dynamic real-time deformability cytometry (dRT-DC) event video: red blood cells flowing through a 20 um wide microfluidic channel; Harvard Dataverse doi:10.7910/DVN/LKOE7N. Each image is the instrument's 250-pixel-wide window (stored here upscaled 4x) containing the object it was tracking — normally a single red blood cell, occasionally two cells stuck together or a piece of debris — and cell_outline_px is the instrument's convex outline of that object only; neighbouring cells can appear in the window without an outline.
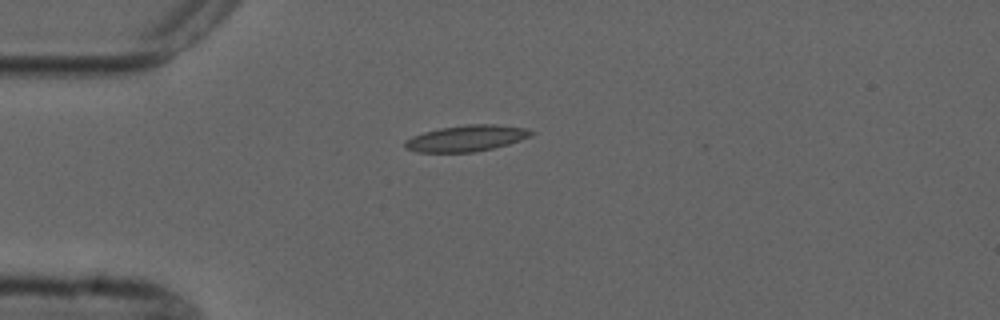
{"species": "common noctule bat (a hibernating species)", "species_latin": "Nyctalus noctula", "temperature_condition": "cold", "stored_images_in_passage": 3, "camera_frame_rate_fps": 3000, "um_per_image_px": 0.085, "animal": {"sex": "male", "forearm_length_mm": 52.5}, "frame": {"image": 1, "passage_image": 3, "time_ms": 6.0, "image_size_px": [1000, 320], "cell_outline_px": [[536, 132], [532, 136], [508, 144], [476, 152], [416, 152], [404, 148], [404, 140], [412, 136], [424, 132], [440, 128], [468, 124], [496, 124], [524, 128]], "centroid_in_image_um": [39.63, 11.75], "position_along_channel_um": 45.4, "area_um2": 19.31}}